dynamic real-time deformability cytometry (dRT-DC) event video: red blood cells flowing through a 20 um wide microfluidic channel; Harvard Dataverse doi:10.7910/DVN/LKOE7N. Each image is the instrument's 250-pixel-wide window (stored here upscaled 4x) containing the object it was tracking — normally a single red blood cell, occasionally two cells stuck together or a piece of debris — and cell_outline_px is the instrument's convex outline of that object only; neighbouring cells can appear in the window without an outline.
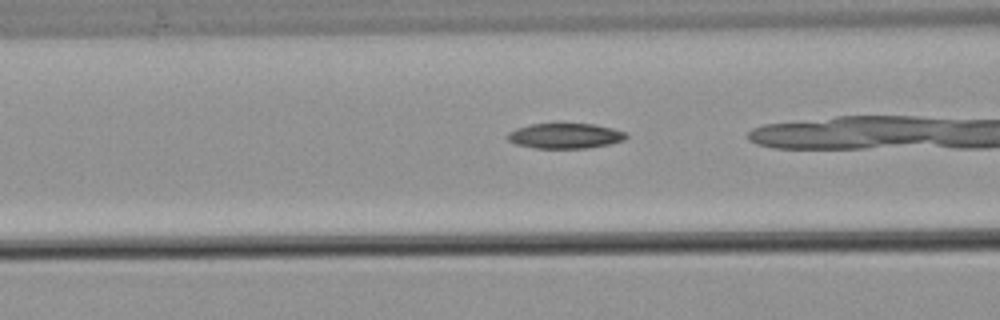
{"species": "common noctule bat (a hibernating species)", "species_latin": "Nyctalus noctula", "temperature_condition": "warm", "stored_images_in_passage": 38, "camera_frame_rate_fps": 3000, "um_per_image_px": 0.085, "animal": {"sex": "male", "body_mass_g": 21.5, "forearm_length_mm": 52.0}, "frame": {"image": 1, "passage_image": 18, "time_ms": 5.667, "image_size_px": [1000, 320], "cell_outline_px": [[628, 136], [624, 140], [608, 144], [588, 148], [536, 148], [516, 144], [508, 140], [508, 132], [516, 128], [532, 124], [592, 124], [612, 128], [624, 132]], "centroid_in_image_um": [48.03, 11.55], "position_along_channel_um": 118.6, "area_um2": 17.22}}